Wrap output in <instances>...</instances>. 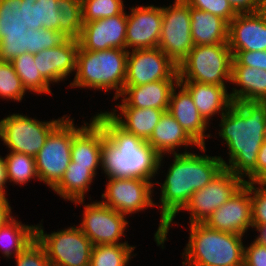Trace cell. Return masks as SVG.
Segmentation results:
<instances>
[{
  "instance_id": "6da1fadb",
  "label": "cell",
  "mask_w": 266,
  "mask_h": 266,
  "mask_svg": "<svg viewBox=\"0 0 266 266\" xmlns=\"http://www.w3.org/2000/svg\"><path fill=\"white\" fill-rule=\"evenodd\" d=\"M174 161L161 186V219L154 235L157 245L164 248L167 233L176 214L189 202L195 191L209 184L224 168L220 156L175 153Z\"/></svg>"
},
{
  "instance_id": "7a4b0ae2",
  "label": "cell",
  "mask_w": 266,
  "mask_h": 266,
  "mask_svg": "<svg viewBox=\"0 0 266 266\" xmlns=\"http://www.w3.org/2000/svg\"><path fill=\"white\" fill-rule=\"evenodd\" d=\"M221 118L219 136L229 149V164L220 159L226 169L244 180L256 168L266 138V102H233Z\"/></svg>"
},
{
  "instance_id": "3957f363",
  "label": "cell",
  "mask_w": 266,
  "mask_h": 266,
  "mask_svg": "<svg viewBox=\"0 0 266 266\" xmlns=\"http://www.w3.org/2000/svg\"><path fill=\"white\" fill-rule=\"evenodd\" d=\"M94 118L102 125L101 169L107 178L152 180L161 167L160 156L147 142L120 127L107 112Z\"/></svg>"
},
{
  "instance_id": "277c9868",
  "label": "cell",
  "mask_w": 266,
  "mask_h": 266,
  "mask_svg": "<svg viewBox=\"0 0 266 266\" xmlns=\"http://www.w3.org/2000/svg\"><path fill=\"white\" fill-rule=\"evenodd\" d=\"M190 228L183 266H244L243 235L212 229L204 223L190 224Z\"/></svg>"
},
{
  "instance_id": "5b68a950",
  "label": "cell",
  "mask_w": 266,
  "mask_h": 266,
  "mask_svg": "<svg viewBox=\"0 0 266 266\" xmlns=\"http://www.w3.org/2000/svg\"><path fill=\"white\" fill-rule=\"evenodd\" d=\"M128 51L117 48L87 51L79 47L76 74L70 87L116 90L117 100L124 89Z\"/></svg>"
},
{
  "instance_id": "8992f818",
  "label": "cell",
  "mask_w": 266,
  "mask_h": 266,
  "mask_svg": "<svg viewBox=\"0 0 266 266\" xmlns=\"http://www.w3.org/2000/svg\"><path fill=\"white\" fill-rule=\"evenodd\" d=\"M232 60L228 43L194 45L178 65L179 81L225 85L231 82Z\"/></svg>"
},
{
  "instance_id": "52a82bcc",
  "label": "cell",
  "mask_w": 266,
  "mask_h": 266,
  "mask_svg": "<svg viewBox=\"0 0 266 266\" xmlns=\"http://www.w3.org/2000/svg\"><path fill=\"white\" fill-rule=\"evenodd\" d=\"M74 122L65 117L49 134L35 156L38 180L53 189L63 178L71 162Z\"/></svg>"
},
{
  "instance_id": "ba28073f",
  "label": "cell",
  "mask_w": 266,
  "mask_h": 266,
  "mask_svg": "<svg viewBox=\"0 0 266 266\" xmlns=\"http://www.w3.org/2000/svg\"><path fill=\"white\" fill-rule=\"evenodd\" d=\"M36 226V239L44 247L52 266H90L93 244L78 227L44 233Z\"/></svg>"
},
{
  "instance_id": "9c48e42d",
  "label": "cell",
  "mask_w": 266,
  "mask_h": 266,
  "mask_svg": "<svg viewBox=\"0 0 266 266\" xmlns=\"http://www.w3.org/2000/svg\"><path fill=\"white\" fill-rule=\"evenodd\" d=\"M47 122L12 114L0 121V139L10 149L35 157L42 149L50 132L65 118Z\"/></svg>"
},
{
  "instance_id": "30bf717a",
  "label": "cell",
  "mask_w": 266,
  "mask_h": 266,
  "mask_svg": "<svg viewBox=\"0 0 266 266\" xmlns=\"http://www.w3.org/2000/svg\"><path fill=\"white\" fill-rule=\"evenodd\" d=\"M162 28L158 48L177 66L194 47L191 37L190 5L185 0L162 7Z\"/></svg>"
},
{
  "instance_id": "8fae6325",
  "label": "cell",
  "mask_w": 266,
  "mask_h": 266,
  "mask_svg": "<svg viewBox=\"0 0 266 266\" xmlns=\"http://www.w3.org/2000/svg\"><path fill=\"white\" fill-rule=\"evenodd\" d=\"M244 180L225 167L202 189L195 191L184 211L190 213V224L205 220L244 184Z\"/></svg>"
},
{
  "instance_id": "7c38bea8",
  "label": "cell",
  "mask_w": 266,
  "mask_h": 266,
  "mask_svg": "<svg viewBox=\"0 0 266 266\" xmlns=\"http://www.w3.org/2000/svg\"><path fill=\"white\" fill-rule=\"evenodd\" d=\"M128 51L124 86L179 79L178 66L159 48Z\"/></svg>"
},
{
  "instance_id": "4fadbf2b",
  "label": "cell",
  "mask_w": 266,
  "mask_h": 266,
  "mask_svg": "<svg viewBox=\"0 0 266 266\" xmlns=\"http://www.w3.org/2000/svg\"><path fill=\"white\" fill-rule=\"evenodd\" d=\"M83 221L78 226L93 245L128 244L119 242L128 225L126 215L103 202L84 205Z\"/></svg>"
},
{
  "instance_id": "5bb4252c",
  "label": "cell",
  "mask_w": 266,
  "mask_h": 266,
  "mask_svg": "<svg viewBox=\"0 0 266 266\" xmlns=\"http://www.w3.org/2000/svg\"><path fill=\"white\" fill-rule=\"evenodd\" d=\"M106 191L101 201L117 212L133 214L151 206L154 182L142 178H107Z\"/></svg>"
},
{
  "instance_id": "9a60e30c",
  "label": "cell",
  "mask_w": 266,
  "mask_h": 266,
  "mask_svg": "<svg viewBox=\"0 0 266 266\" xmlns=\"http://www.w3.org/2000/svg\"><path fill=\"white\" fill-rule=\"evenodd\" d=\"M127 14L122 13L91 22H83L79 47L87 51L126 49Z\"/></svg>"
},
{
  "instance_id": "2e32d148",
  "label": "cell",
  "mask_w": 266,
  "mask_h": 266,
  "mask_svg": "<svg viewBox=\"0 0 266 266\" xmlns=\"http://www.w3.org/2000/svg\"><path fill=\"white\" fill-rule=\"evenodd\" d=\"M204 224L212 229L244 236L247 229L252 227L250 188L244 183Z\"/></svg>"
},
{
  "instance_id": "e0dca14e",
  "label": "cell",
  "mask_w": 266,
  "mask_h": 266,
  "mask_svg": "<svg viewBox=\"0 0 266 266\" xmlns=\"http://www.w3.org/2000/svg\"><path fill=\"white\" fill-rule=\"evenodd\" d=\"M127 14L126 50L158 48L162 28V7L154 5L130 8Z\"/></svg>"
},
{
  "instance_id": "ac0fdd59",
  "label": "cell",
  "mask_w": 266,
  "mask_h": 266,
  "mask_svg": "<svg viewBox=\"0 0 266 266\" xmlns=\"http://www.w3.org/2000/svg\"><path fill=\"white\" fill-rule=\"evenodd\" d=\"M228 45L238 51H266V22L258 12L239 13L229 23Z\"/></svg>"
},
{
  "instance_id": "d6986e66",
  "label": "cell",
  "mask_w": 266,
  "mask_h": 266,
  "mask_svg": "<svg viewBox=\"0 0 266 266\" xmlns=\"http://www.w3.org/2000/svg\"><path fill=\"white\" fill-rule=\"evenodd\" d=\"M78 39L67 38L57 47L34 54V62L42 77L50 84L60 82L76 71Z\"/></svg>"
},
{
  "instance_id": "ffe728a7",
  "label": "cell",
  "mask_w": 266,
  "mask_h": 266,
  "mask_svg": "<svg viewBox=\"0 0 266 266\" xmlns=\"http://www.w3.org/2000/svg\"><path fill=\"white\" fill-rule=\"evenodd\" d=\"M77 127L73 129L71 161L75 166L88 167L96 175L101 166L102 125L93 117L89 124Z\"/></svg>"
},
{
  "instance_id": "44dd1931",
  "label": "cell",
  "mask_w": 266,
  "mask_h": 266,
  "mask_svg": "<svg viewBox=\"0 0 266 266\" xmlns=\"http://www.w3.org/2000/svg\"><path fill=\"white\" fill-rule=\"evenodd\" d=\"M168 112L199 146H205V138L211 136L205 135L209 123L200 115L189 91L180 82L171 92Z\"/></svg>"
},
{
  "instance_id": "7402d4cb",
  "label": "cell",
  "mask_w": 266,
  "mask_h": 266,
  "mask_svg": "<svg viewBox=\"0 0 266 266\" xmlns=\"http://www.w3.org/2000/svg\"><path fill=\"white\" fill-rule=\"evenodd\" d=\"M178 83L179 79H165L145 85L124 86L120 96L130 107L168 110L171 92Z\"/></svg>"
},
{
  "instance_id": "603a6c76",
  "label": "cell",
  "mask_w": 266,
  "mask_h": 266,
  "mask_svg": "<svg viewBox=\"0 0 266 266\" xmlns=\"http://www.w3.org/2000/svg\"><path fill=\"white\" fill-rule=\"evenodd\" d=\"M190 93L200 115L208 123L217 113L221 116L232 105L226 85L204 84L194 81H179ZM221 111V112H220Z\"/></svg>"
},
{
  "instance_id": "cb8c5ba5",
  "label": "cell",
  "mask_w": 266,
  "mask_h": 266,
  "mask_svg": "<svg viewBox=\"0 0 266 266\" xmlns=\"http://www.w3.org/2000/svg\"><path fill=\"white\" fill-rule=\"evenodd\" d=\"M117 107L121 111L120 115L116 112ZM116 108H114L112 112L107 111L109 116L125 131L146 141L152 135L155 126L159 123L163 113L168 111L156 108L142 109L130 107L123 99L122 104H117Z\"/></svg>"
},
{
  "instance_id": "d4e9b609",
  "label": "cell",
  "mask_w": 266,
  "mask_h": 266,
  "mask_svg": "<svg viewBox=\"0 0 266 266\" xmlns=\"http://www.w3.org/2000/svg\"><path fill=\"white\" fill-rule=\"evenodd\" d=\"M160 156L167 154H175L176 147L195 145L206 152L205 146H199L176 121V119L165 111L161 116L159 123L146 141Z\"/></svg>"
},
{
  "instance_id": "484cf974",
  "label": "cell",
  "mask_w": 266,
  "mask_h": 266,
  "mask_svg": "<svg viewBox=\"0 0 266 266\" xmlns=\"http://www.w3.org/2000/svg\"><path fill=\"white\" fill-rule=\"evenodd\" d=\"M231 83L241 87L230 92L232 102H266V70L232 65Z\"/></svg>"
},
{
  "instance_id": "4316f807",
  "label": "cell",
  "mask_w": 266,
  "mask_h": 266,
  "mask_svg": "<svg viewBox=\"0 0 266 266\" xmlns=\"http://www.w3.org/2000/svg\"><path fill=\"white\" fill-rule=\"evenodd\" d=\"M190 18L194 45L228 43L229 23L220 16L190 6Z\"/></svg>"
},
{
  "instance_id": "83f0119b",
  "label": "cell",
  "mask_w": 266,
  "mask_h": 266,
  "mask_svg": "<svg viewBox=\"0 0 266 266\" xmlns=\"http://www.w3.org/2000/svg\"><path fill=\"white\" fill-rule=\"evenodd\" d=\"M94 177L95 175L88 167L75 166V163L71 161L63 178L52 190L64 200L74 202L77 206V204L84 203V195Z\"/></svg>"
},
{
  "instance_id": "f1b7e54d",
  "label": "cell",
  "mask_w": 266,
  "mask_h": 266,
  "mask_svg": "<svg viewBox=\"0 0 266 266\" xmlns=\"http://www.w3.org/2000/svg\"><path fill=\"white\" fill-rule=\"evenodd\" d=\"M22 17L27 28L59 31L58 0H22Z\"/></svg>"
},
{
  "instance_id": "f546056e",
  "label": "cell",
  "mask_w": 266,
  "mask_h": 266,
  "mask_svg": "<svg viewBox=\"0 0 266 266\" xmlns=\"http://www.w3.org/2000/svg\"><path fill=\"white\" fill-rule=\"evenodd\" d=\"M35 239L36 226L24 225L14 217L0 227L2 253L8 258L12 253L17 256Z\"/></svg>"
},
{
  "instance_id": "4dcf8cb0",
  "label": "cell",
  "mask_w": 266,
  "mask_h": 266,
  "mask_svg": "<svg viewBox=\"0 0 266 266\" xmlns=\"http://www.w3.org/2000/svg\"><path fill=\"white\" fill-rule=\"evenodd\" d=\"M11 64L21 79L23 87L31 92L38 94L51 93L50 84L39 73L37 66L34 62V54L23 53L15 57Z\"/></svg>"
},
{
  "instance_id": "1f68e13d",
  "label": "cell",
  "mask_w": 266,
  "mask_h": 266,
  "mask_svg": "<svg viewBox=\"0 0 266 266\" xmlns=\"http://www.w3.org/2000/svg\"><path fill=\"white\" fill-rule=\"evenodd\" d=\"M22 0H0V39L25 36L27 26L22 17Z\"/></svg>"
},
{
  "instance_id": "d6a6232c",
  "label": "cell",
  "mask_w": 266,
  "mask_h": 266,
  "mask_svg": "<svg viewBox=\"0 0 266 266\" xmlns=\"http://www.w3.org/2000/svg\"><path fill=\"white\" fill-rule=\"evenodd\" d=\"M134 249L129 244L94 245L90 266H126Z\"/></svg>"
},
{
  "instance_id": "836d02e7",
  "label": "cell",
  "mask_w": 266,
  "mask_h": 266,
  "mask_svg": "<svg viewBox=\"0 0 266 266\" xmlns=\"http://www.w3.org/2000/svg\"><path fill=\"white\" fill-rule=\"evenodd\" d=\"M59 31L67 38L78 39L83 26L81 0H58Z\"/></svg>"
},
{
  "instance_id": "e575fe53",
  "label": "cell",
  "mask_w": 266,
  "mask_h": 266,
  "mask_svg": "<svg viewBox=\"0 0 266 266\" xmlns=\"http://www.w3.org/2000/svg\"><path fill=\"white\" fill-rule=\"evenodd\" d=\"M7 180L24 185L30 179L38 178L35 157L18 152H10L4 158Z\"/></svg>"
},
{
  "instance_id": "d590c367",
  "label": "cell",
  "mask_w": 266,
  "mask_h": 266,
  "mask_svg": "<svg viewBox=\"0 0 266 266\" xmlns=\"http://www.w3.org/2000/svg\"><path fill=\"white\" fill-rule=\"evenodd\" d=\"M83 22L118 15L124 11L122 0H81Z\"/></svg>"
},
{
  "instance_id": "8d00e7d4",
  "label": "cell",
  "mask_w": 266,
  "mask_h": 266,
  "mask_svg": "<svg viewBox=\"0 0 266 266\" xmlns=\"http://www.w3.org/2000/svg\"><path fill=\"white\" fill-rule=\"evenodd\" d=\"M25 92L11 62L0 60V97L21 101Z\"/></svg>"
},
{
  "instance_id": "74e56055",
  "label": "cell",
  "mask_w": 266,
  "mask_h": 266,
  "mask_svg": "<svg viewBox=\"0 0 266 266\" xmlns=\"http://www.w3.org/2000/svg\"><path fill=\"white\" fill-rule=\"evenodd\" d=\"M26 34H28L27 53L31 54L57 47L67 39L60 31L44 28L38 30L29 28Z\"/></svg>"
},
{
  "instance_id": "f35d334b",
  "label": "cell",
  "mask_w": 266,
  "mask_h": 266,
  "mask_svg": "<svg viewBox=\"0 0 266 266\" xmlns=\"http://www.w3.org/2000/svg\"><path fill=\"white\" fill-rule=\"evenodd\" d=\"M16 266H52L44 247L35 239L17 256Z\"/></svg>"
},
{
  "instance_id": "ab89813d",
  "label": "cell",
  "mask_w": 266,
  "mask_h": 266,
  "mask_svg": "<svg viewBox=\"0 0 266 266\" xmlns=\"http://www.w3.org/2000/svg\"><path fill=\"white\" fill-rule=\"evenodd\" d=\"M245 184L250 188L252 225H266V183ZM254 184L260 185L261 188Z\"/></svg>"
},
{
  "instance_id": "60d3db41",
  "label": "cell",
  "mask_w": 266,
  "mask_h": 266,
  "mask_svg": "<svg viewBox=\"0 0 266 266\" xmlns=\"http://www.w3.org/2000/svg\"><path fill=\"white\" fill-rule=\"evenodd\" d=\"M192 8H197L220 16L228 23L237 15L228 0H185Z\"/></svg>"
},
{
  "instance_id": "b9f144b4",
  "label": "cell",
  "mask_w": 266,
  "mask_h": 266,
  "mask_svg": "<svg viewBox=\"0 0 266 266\" xmlns=\"http://www.w3.org/2000/svg\"><path fill=\"white\" fill-rule=\"evenodd\" d=\"M28 34L25 36L2 37L0 39V60L11 62L15 57L26 53Z\"/></svg>"
},
{
  "instance_id": "7bdbcfd3",
  "label": "cell",
  "mask_w": 266,
  "mask_h": 266,
  "mask_svg": "<svg viewBox=\"0 0 266 266\" xmlns=\"http://www.w3.org/2000/svg\"><path fill=\"white\" fill-rule=\"evenodd\" d=\"M244 266H266V246L253 241L245 247Z\"/></svg>"
},
{
  "instance_id": "ee69618b",
  "label": "cell",
  "mask_w": 266,
  "mask_h": 266,
  "mask_svg": "<svg viewBox=\"0 0 266 266\" xmlns=\"http://www.w3.org/2000/svg\"><path fill=\"white\" fill-rule=\"evenodd\" d=\"M232 65H245L263 69V51H238L233 56Z\"/></svg>"
},
{
  "instance_id": "f6af8a7d",
  "label": "cell",
  "mask_w": 266,
  "mask_h": 266,
  "mask_svg": "<svg viewBox=\"0 0 266 266\" xmlns=\"http://www.w3.org/2000/svg\"><path fill=\"white\" fill-rule=\"evenodd\" d=\"M247 177L245 183H266V138L258 152L256 168Z\"/></svg>"
},
{
  "instance_id": "bcb514c9",
  "label": "cell",
  "mask_w": 266,
  "mask_h": 266,
  "mask_svg": "<svg viewBox=\"0 0 266 266\" xmlns=\"http://www.w3.org/2000/svg\"><path fill=\"white\" fill-rule=\"evenodd\" d=\"M260 1L261 0H228L237 14L258 12Z\"/></svg>"
},
{
  "instance_id": "7dc6e473",
  "label": "cell",
  "mask_w": 266,
  "mask_h": 266,
  "mask_svg": "<svg viewBox=\"0 0 266 266\" xmlns=\"http://www.w3.org/2000/svg\"><path fill=\"white\" fill-rule=\"evenodd\" d=\"M11 207L6 196L0 195V227L12 218Z\"/></svg>"
},
{
  "instance_id": "c3c4849f",
  "label": "cell",
  "mask_w": 266,
  "mask_h": 266,
  "mask_svg": "<svg viewBox=\"0 0 266 266\" xmlns=\"http://www.w3.org/2000/svg\"><path fill=\"white\" fill-rule=\"evenodd\" d=\"M8 182L7 180V173H6V163L4 158L0 156V195H5V187L4 186Z\"/></svg>"
},
{
  "instance_id": "681fc988",
  "label": "cell",
  "mask_w": 266,
  "mask_h": 266,
  "mask_svg": "<svg viewBox=\"0 0 266 266\" xmlns=\"http://www.w3.org/2000/svg\"><path fill=\"white\" fill-rule=\"evenodd\" d=\"M252 228H256V231L260 232L259 236L254 241L266 246V225H252Z\"/></svg>"
},
{
  "instance_id": "f907efd6",
  "label": "cell",
  "mask_w": 266,
  "mask_h": 266,
  "mask_svg": "<svg viewBox=\"0 0 266 266\" xmlns=\"http://www.w3.org/2000/svg\"><path fill=\"white\" fill-rule=\"evenodd\" d=\"M258 13L266 22V0H261L258 8Z\"/></svg>"
},
{
  "instance_id": "816d5d0a",
  "label": "cell",
  "mask_w": 266,
  "mask_h": 266,
  "mask_svg": "<svg viewBox=\"0 0 266 266\" xmlns=\"http://www.w3.org/2000/svg\"><path fill=\"white\" fill-rule=\"evenodd\" d=\"M263 69L266 70V51H263Z\"/></svg>"
}]
</instances>
